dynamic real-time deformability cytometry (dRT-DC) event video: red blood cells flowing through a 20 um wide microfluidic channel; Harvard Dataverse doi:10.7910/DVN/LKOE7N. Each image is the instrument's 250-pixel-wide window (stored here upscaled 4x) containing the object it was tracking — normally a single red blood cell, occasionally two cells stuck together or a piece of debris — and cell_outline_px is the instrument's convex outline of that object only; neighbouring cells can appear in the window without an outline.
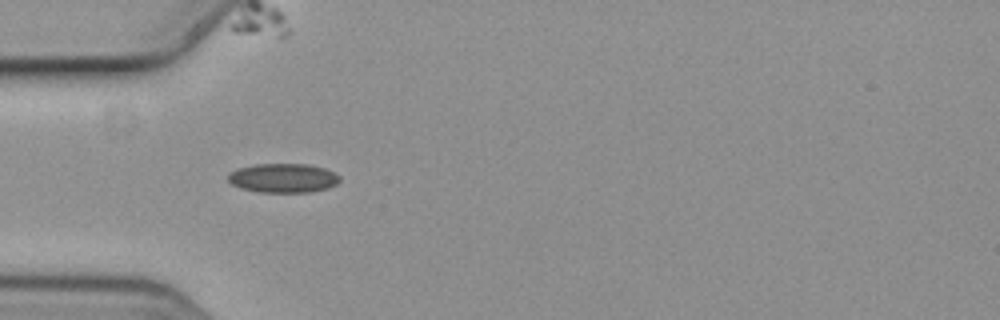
{"species": "common noctule bat (a hibernating species)", "species_latin": "Nyctalus noctula", "temperature_condition": "cold", "stored_images_in_passage": 7, "camera_frame_rate_fps": 3000, "um_per_image_px": 0.085, "animal": {"sex": "female", "body_mass_g": 19.3, "forearm_length_mm": 54.1}, "frame": {"image": 1, "passage_image": 4, "time_ms": 1.0, "image_size_px": [1000, 320], "cell_outline_px": [[340, 180], [336, 184], [328, 188], [312, 192], [256, 192], [240, 188], [232, 184], [228, 180], [228, 176], [236, 168], [256, 164], [308, 164], [324, 168], [340, 176]], "centroid_in_image_um": [24.06, 15.14], "position_along_channel_um": 60.9, "area_um2": 19.02}}
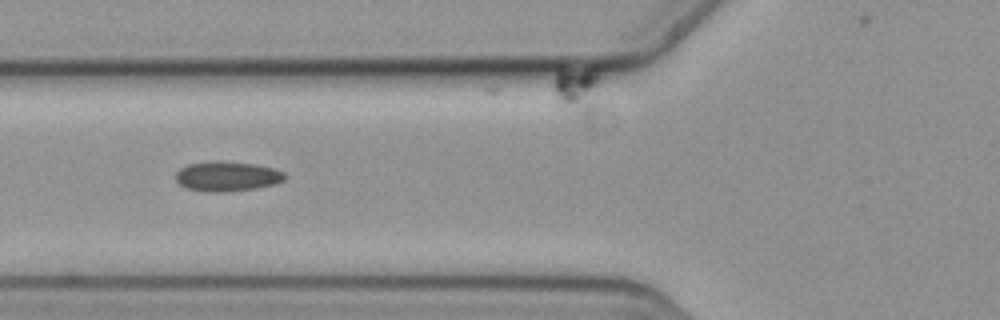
{"frame": {"image": 2, "passage_image": 5, "time_ms": 1.333, "image_size_px": [1000, 320], "cell_outline_px": [[288, 176], [284, 180], [276, 184], [256, 188], [228, 192], [204, 192], [188, 188], [180, 184], [176, 180], [176, 172], [180, 168], [188, 164], [212, 160], [220, 160], [256, 164], [272, 168], [284, 172]], "centroid_in_image_um": [19.32, 14.98], "position_along_channel_um": 106.5, "area_um2": 19.31}}